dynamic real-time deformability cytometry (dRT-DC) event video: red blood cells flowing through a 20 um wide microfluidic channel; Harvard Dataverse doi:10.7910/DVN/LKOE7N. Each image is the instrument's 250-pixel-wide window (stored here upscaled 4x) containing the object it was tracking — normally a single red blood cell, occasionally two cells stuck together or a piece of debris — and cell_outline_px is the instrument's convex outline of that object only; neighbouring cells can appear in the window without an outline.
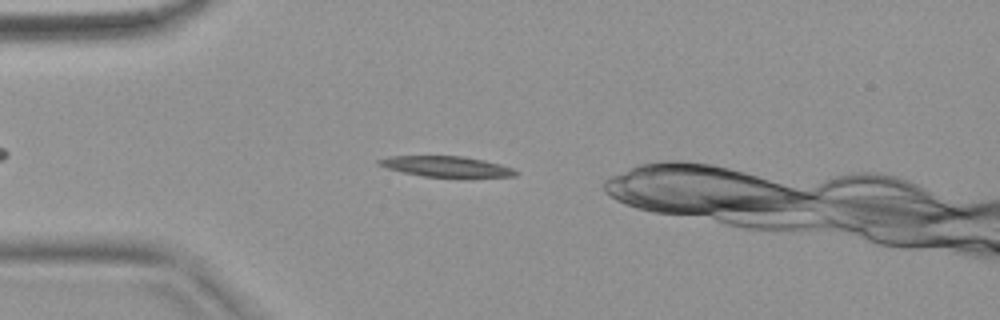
{"species": "common noctule bat (a hibernating species)", "species_latin": "Nyctalus noctula", "temperature_condition": "warm", "stored_images_in_passage": 45, "camera_frame_rate_fps": 3000, "um_per_image_px": 0.085, "animal": {"sex": "female", "body_mass_g": 18.4}, "frame": {"image": 1, "passage_image": 4, "time_ms": 1.0, "image_size_px": [1000, 320], "cell_outline_px": [[516, 176], [424, 176], [404, 172], [388, 168], [376, 164], [376, 160], [388, 156], [464, 156], [484, 160], [500, 164], [512, 168], [516, 172]], "centroid_in_image_um": [37.86, 14.12], "position_along_channel_um": 47.1, "area_um2": 15.95}}
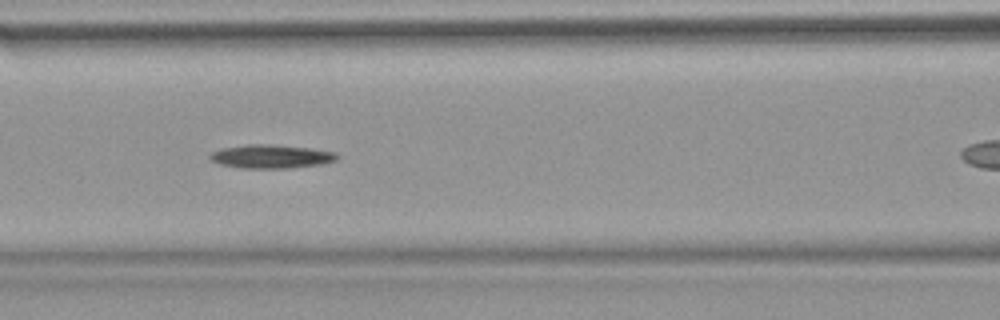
{"frame": {"image": 2, "passage_image": 13, "time_ms": 4.0, "image_size_px": [1000, 320], "cell_outline_px": [[340, 156], [336, 160], [320, 164], [288, 168], [240, 168], [220, 164], [212, 160], [208, 156], [212, 152], [224, 148], [248, 144], [268, 144], [312, 148], [336, 152]], "centroid_in_image_um": [23.07, 13.29], "position_along_channel_um": 143.5, "area_um2": 17.4}}
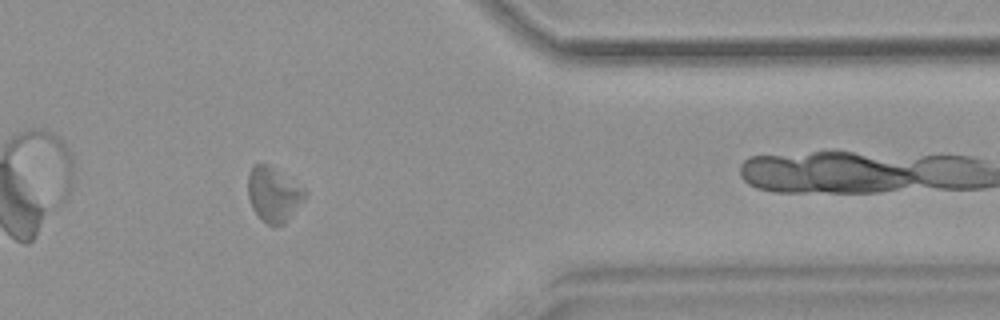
{"frame": {"image": 3, "passage_image": 34, "time_ms": 11.0, "image_size_px": [1000, 320], "cell_outline_px": [[308, 192], [304, 200], [284, 224], [268, 224], [260, 220], [252, 208], [248, 196], [248, 172], [252, 164], [268, 164], [304, 188]], "centroid_in_image_um": [23.23, 16.51], "position_along_channel_um": 388.2, "area_um2": 18.15}}